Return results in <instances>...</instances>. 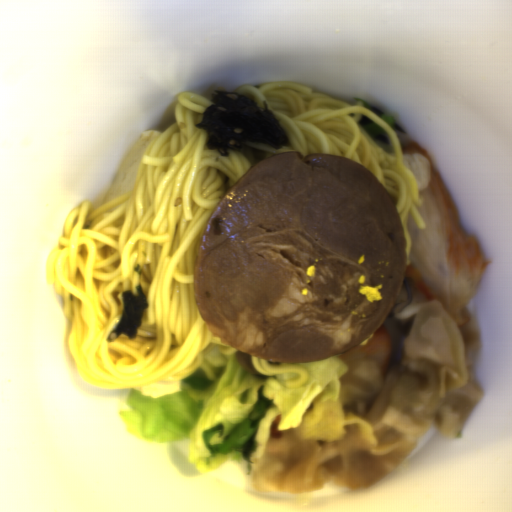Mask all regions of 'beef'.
Here are the masks:
<instances>
[{"label":"beef","mask_w":512,"mask_h":512,"mask_svg":"<svg viewBox=\"0 0 512 512\" xmlns=\"http://www.w3.org/2000/svg\"><path fill=\"white\" fill-rule=\"evenodd\" d=\"M411 304L380 324L392 348L383 372L375 358L348 360L340 381L344 414L371 425L376 441L358 425L338 440H306L297 427L269 438L255 466L253 485L266 493L320 492L326 485L370 489L435 428L458 440L485 390L472 358L480 342L476 320L459 327L439 301L411 284Z\"/></svg>","instance_id":"1"}]
</instances>
